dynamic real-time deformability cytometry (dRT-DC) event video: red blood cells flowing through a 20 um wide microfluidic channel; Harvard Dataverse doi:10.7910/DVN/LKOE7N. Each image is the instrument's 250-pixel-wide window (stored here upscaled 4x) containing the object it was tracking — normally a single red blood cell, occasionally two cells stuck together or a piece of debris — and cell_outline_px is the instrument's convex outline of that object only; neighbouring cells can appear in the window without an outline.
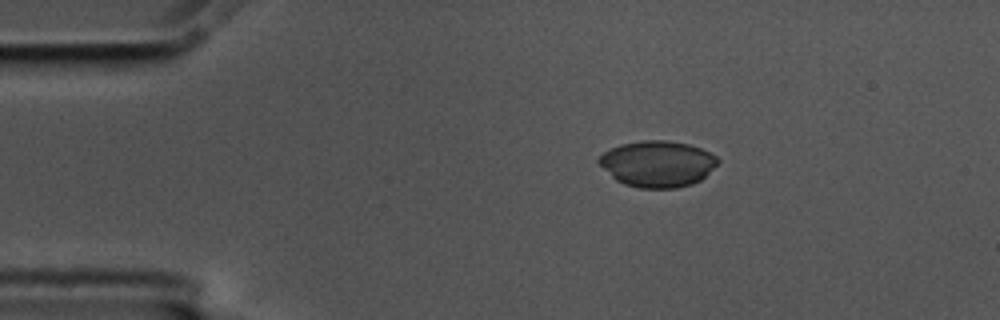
{"species": "common noctule bat (a hibernating species)", "species_latin": "Nyctalus noctula", "temperature_condition": "cold", "stored_images_in_passage": 48, "camera_frame_rate_fps": 3000, "um_per_image_px": 0.085, "animal": {"sex": "male", "body_mass_g": 17.5, "forearm_length_mm": 52.3}, "frame": {"image": 1, "passage_image": 2, "time_ms": 0.333, "image_size_px": [1000, 320], "cell_outline_px": [[720, 160], [700, 180], [692, 184], [676, 188], [640, 188], [624, 184], [616, 180], [596, 160], [604, 152], [620, 144], [644, 140], [664, 140], [688, 144], [700, 148], [716, 156]], "centroid_in_image_um": [55.88, 13.92], "position_along_channel_um": 29.1, "area_um2": 31.67}}
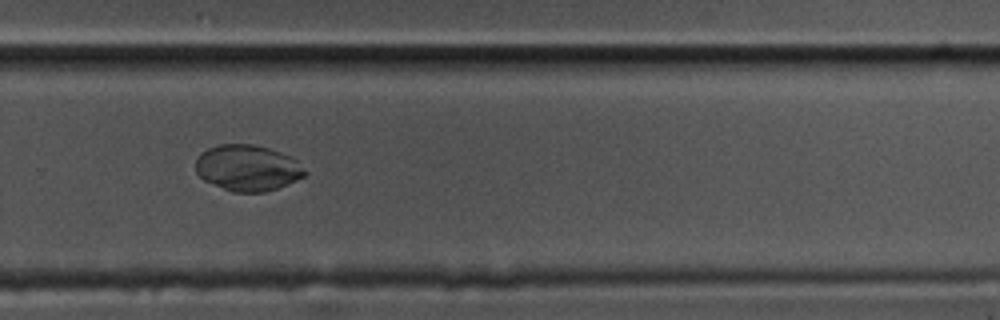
{"frame": {"image": 2, "passage_image": 30, "time_ms": 9.667, "image_size_px": [1000, 320], "cell_outline_px": [[308, 172], [304, 176], [288, 184], [264, 192], [232, 192], [204, 180], [196, 172], [196, 160], [208, 148], [220, 144], [252, 144], [268, 148], [292, 156]], "centroid_in_image_um": [21.07, 14.27], "position_along_channel_um": 308.7, "area_um2": 29.13}}
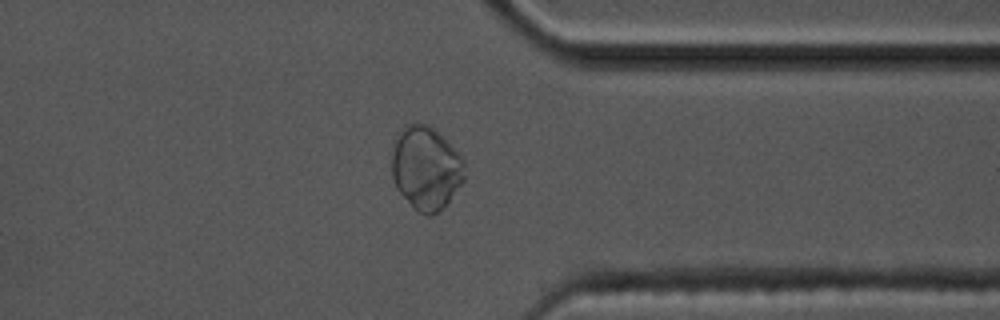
{"frame": {"image": 3, "passage_image": 36, "time_ms": 11.667, "image_size_px": [1000, 320], "cell_outline_px": [[464, 180], [448, 204], [444, 208], [432, 216], [428, 216], [420, 212], [396, 188], [392, 176], [392, 152], [396, 136], [400, 128], [404, 124], [428, 124], [464, 160]], "centroid_in_image_um": [36.19, 14.3], "position_along_channel_um": 375.2, "area_um2": 35.03}}